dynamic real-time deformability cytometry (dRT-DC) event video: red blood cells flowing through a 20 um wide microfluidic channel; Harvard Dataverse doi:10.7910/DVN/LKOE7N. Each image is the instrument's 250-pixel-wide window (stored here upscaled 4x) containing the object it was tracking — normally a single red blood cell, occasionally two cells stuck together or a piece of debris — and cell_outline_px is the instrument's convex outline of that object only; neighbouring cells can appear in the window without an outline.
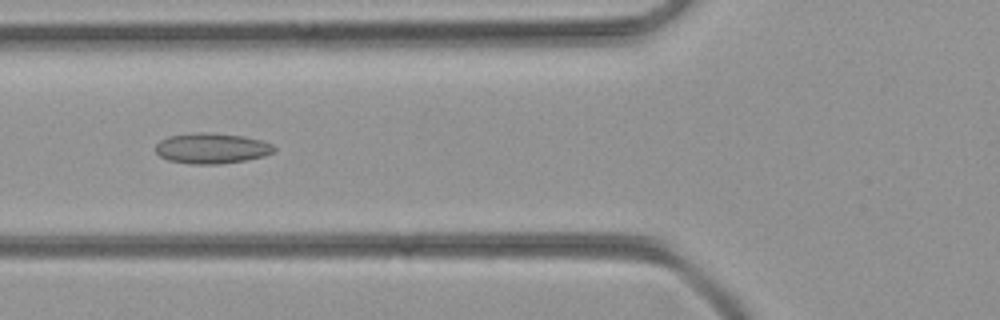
{"species": "common noctule bat (a hibernating species)", "species_latin": "Nyctalus noctula", "temperature_condition": "room temperature", "stored_images_in_passage": 35, "camera_frame_rate_fps": 3000, "um_per_image_px": 0.085, "animal": {"sex": "female", "body_mass_g": 21.9}, "frame": {"image": 1, "passage_image": 9, "time_ms": 2.667, "image_size_px": [1000, 320], "cell_outline_px": [[276, 148], [272, 152], [264, 156], [244, 160], [220, 164], [192, 164], [168, 160], [160, 156], [156, 152], [156, 144], [160, 140], [168, 136], [196, 132], [204, 132], [244, 136], [260, 140], [272, 144]], "centroid_in_image_um": [17.97, 12.6], "position_along_channel_um": 107.8, "area_um2": 20.98}}
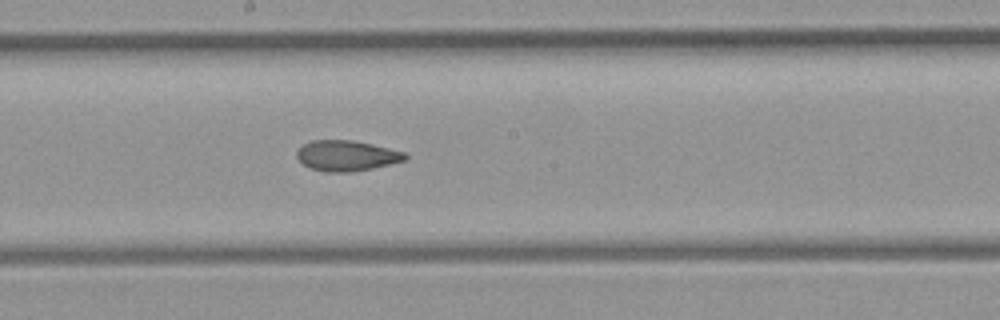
{"frame": {"image": 2, "passage_image": 17, "time_ms": 5.333, "image_size_px": [1000, 320], "cell_outline_px": [[408, 156], [404, 160], [372, 168], [352, 172], [324, 172], [312, 168], [304, 164], [296, 156], [296, 152], [304, 144], [312, 140], [352, 140], [372, 144], [404, 152]], "centroid_in_image_um": [29.44, 13.23], "position_along_channel_um": 218.8, "area_um2": 19.02}}
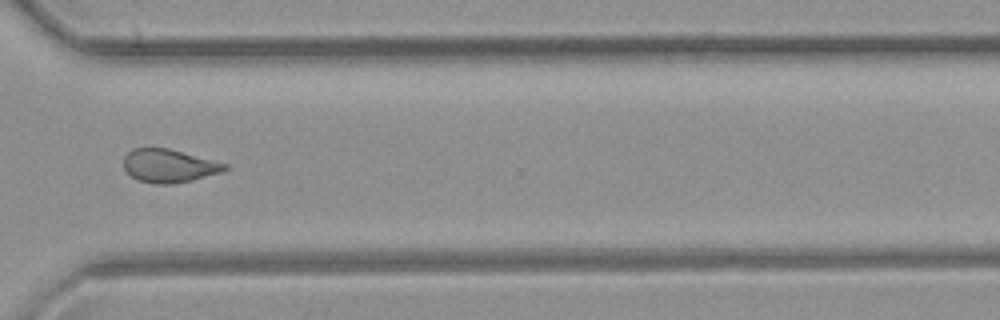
{"frame": {"image": 3, "passage_image": 27, "time_ms": 8.667, "image_size_px": [1000, 320], "cell_outline_px": [[228, 168], [220, 172], [192, 180], [172, 184], [156, 184], [140, 180], [132, 176], [124, 168], [124, 156], [132, 148], [168, 148], [228, 164]], "centroid_in_image_um": [14.35, 14.09], "position_along_channel_um": 356.2, "area_um2": 19.36}}